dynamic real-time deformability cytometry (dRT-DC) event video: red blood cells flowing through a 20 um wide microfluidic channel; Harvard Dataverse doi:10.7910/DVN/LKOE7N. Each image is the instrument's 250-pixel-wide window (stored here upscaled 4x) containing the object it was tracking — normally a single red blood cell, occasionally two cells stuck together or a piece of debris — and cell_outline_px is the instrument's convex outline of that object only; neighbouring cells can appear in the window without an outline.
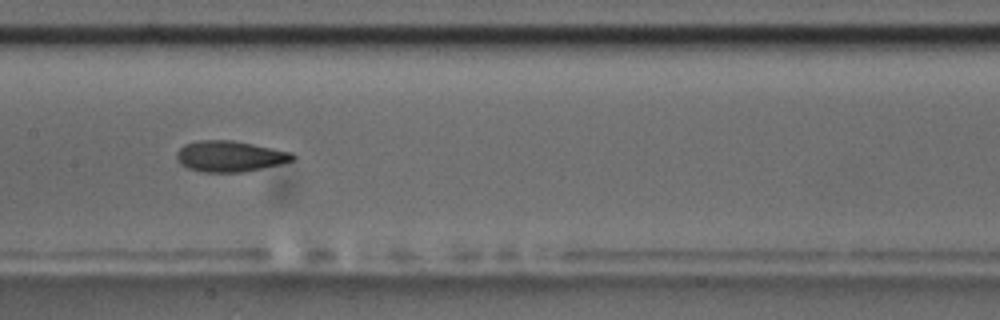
{"species": "common noctule bat (a hibernating species)", "species_latin": "Nyctalus noctula", "temperature_condition": "room temperature", "stored_images_in_passage": 9, "camera_frame_rate_fps": 3000, "um_per_image_px": 0.085, "animal": {"sex": "male", "body_mass_g": 17.5, "forearm_length_mm": 52.3}, "frame": {"image": 1, "passage_image": 4, "time_ms": 3.333, "image_size_px": [1000, 320], "cell_outline_px": [[296, 160], [280, 164], [244, 172], [204, 172], [188, 168], [180, 164], [176, 160], [176, 152], [184, 144], [200, 140], [232, 140], [292, 152], [296, 156]], "centroid_in_image_um": [19.54, 13.28], "position_along_channel_um": 187.9, "area_um2": 20.98}}
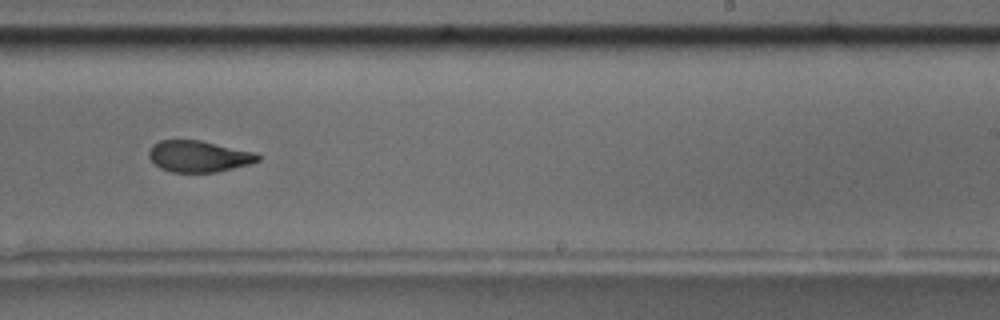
{"frame": {"image": 2, "passage_image": 6, "time_ms": 5.667, "image_size_px": [1000, 320], "cell_outline_px": [[260, 160], [248, 164], [216, 172], [172, 172], [160, 168], [148, 156], [148, 152], [152, 144], [160, 140], [200, 140], [256, 152], [260, 156]], "centroid_in_image_um": [16.88, 13.28], "position_along_channel_um": 272.1, "area_um2": 19.88}}